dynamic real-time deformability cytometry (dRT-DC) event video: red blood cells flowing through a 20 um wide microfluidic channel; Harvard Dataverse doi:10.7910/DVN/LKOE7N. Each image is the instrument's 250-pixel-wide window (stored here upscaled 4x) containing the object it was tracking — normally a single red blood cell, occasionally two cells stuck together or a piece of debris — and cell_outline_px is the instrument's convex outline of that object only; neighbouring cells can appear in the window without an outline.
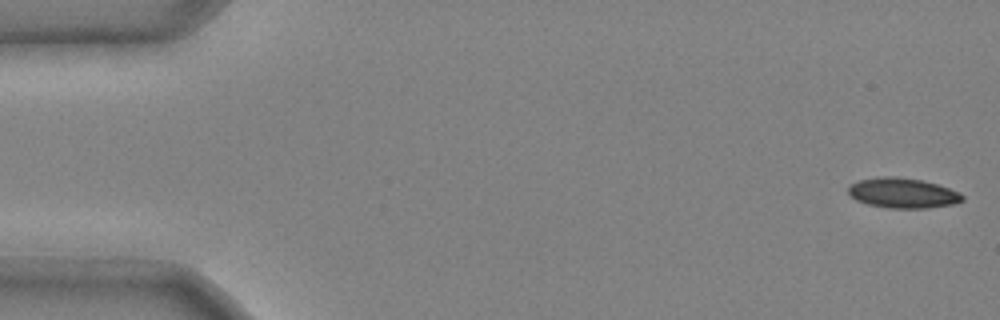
{"species": "common noctule bat (a hibernating species)", "species_latin": "Nyctalus noctula", "temperature_condition": "cold", "stored_images_in_passage": 5, "camera_frame_rate_fps": 3000, "um_per_image_px": 0.085, "animal": {"sex": "male", "body_mass_g": 20.4}, "frame": {"image": 1, "passage_image": 1, "time_ms": 0.0, "image_size_px": [1000, 320], "cell_outline_px": [[964, 200], [952, 204], [928, 208], [892, 208], [868, 204], [856, 200], [848, 192], [848, 188], [852, 184], [860, 180], [876, 176], [896, 176], [920, 180], [936, 184], [948, 188], [964, 196]], "centroid_in_image_um": [76.71, 16.4], "position_along_channel_um": 8.3, "area_um2": 19.77}}
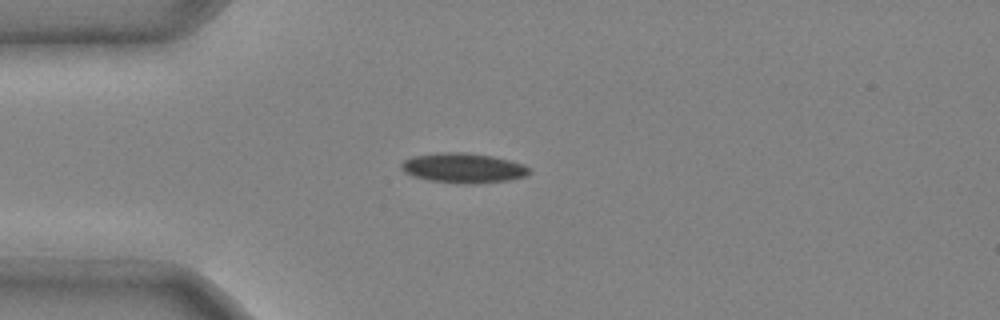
{"frame": {"image": 2, "passage_image": 4, "time_ms": 1.0, "image_size_px": [1000, 320], "cell_outline_px": [[532, 172], [528, 176], [508, 180], [476, 184], [468, 184], [428, 180], [404, 172], [400, 168], [400, 164], [404, 160], [412, 156], [436, 152], [468, 152], [492, 156], [524, 164], [532, 168]], "centroid_in_image_um": [39.42, 14.27], "position_along_channel_um": 45.6, "area_um2": 22.54}}